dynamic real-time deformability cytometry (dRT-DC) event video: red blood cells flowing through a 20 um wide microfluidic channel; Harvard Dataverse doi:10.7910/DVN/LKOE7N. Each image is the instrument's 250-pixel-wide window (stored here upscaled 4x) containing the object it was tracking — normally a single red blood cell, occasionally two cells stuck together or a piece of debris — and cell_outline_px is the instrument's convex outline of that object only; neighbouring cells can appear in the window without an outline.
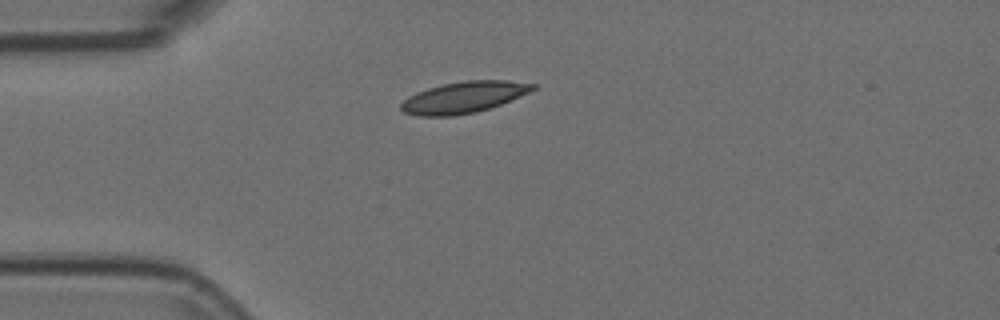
{"species": "Egyptian fruit bat (a non-hibernating species)", "species_latin": "Rousettus aegyptiacus", "temperature_condition": "room temperature", "stored_images_in_passage": 29, "camera_frame_rate_fps": 3000, "um_per_image_px": 0.085, "animal": {"sex": "female"}, "frame": {"image": 1, "passage_image": 1, "time_ms": 0.0, "image_size_px": [1000, 320], "cell_outline_px": [[536, 88], [528, 92], [500, 104], [476, 112], [452, 116], [420, 116], [404, 112], [400, 108], [400, 104], [408, 96], [416, 92], [428, 88], [444, 84], [464, 80], [508, 80], [536, 84]], "centroid_in_image_um": [39.39, 8.26], "position_along_channel_um": 45.6, "area_um2": 23.87}}
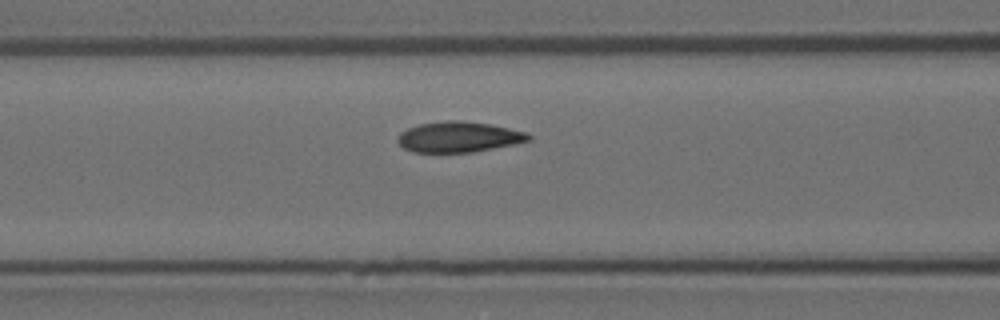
{"frame": {"image": 2, "passage_image": 9, "time_ms": 2.667, "image_size_px": [1000, 320], "cell_outline_px": [[532, 140], [472, 152], [412, 152], [404, 148], [396, 140], [400, 132], [408, 128], [420, 124], [448, 120], [460, 120], [488, 124], [528, 132], [532, 136]], "centroid_in_image_um": [38.98, 11.64], "position_along_channel_um": 127.6, "area_um2": 23.18}}
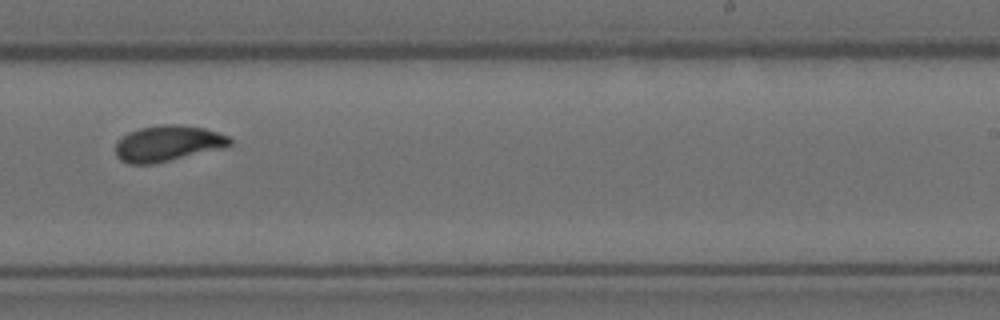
{"frame": {"image": 3, "passage_image": 21, "time_ms": 6.667, "image_size_px": [1000, 320], "cell_outline_px": [[232, 144], [228, 148], [152, 164], [128, 164], [120, 160], [116, 156], [116, 140], [128, 132], [140, 128], [160, 124], [180, 124], [204, 128], [228, 136], [232, 140]], "centroid_in_image_um": [14.28, 12.19], "position_along_channel_um": 274.7, "area_um2": 24.33}}